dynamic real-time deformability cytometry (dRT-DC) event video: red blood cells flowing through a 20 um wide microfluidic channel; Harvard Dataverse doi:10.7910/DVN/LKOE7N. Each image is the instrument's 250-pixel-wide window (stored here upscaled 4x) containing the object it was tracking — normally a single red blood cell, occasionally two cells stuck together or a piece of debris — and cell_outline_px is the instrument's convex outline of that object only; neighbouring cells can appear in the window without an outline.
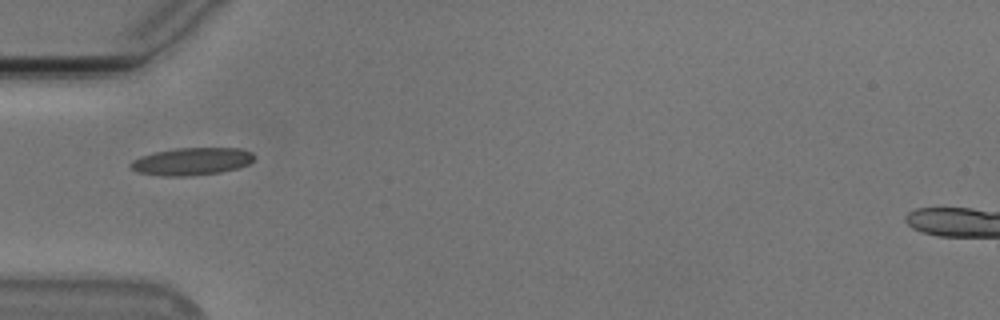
{"species": "Egyptian fruit bat (a non-hibernating species)", "species_latin": "Rousettus aegyptiacus", "temperature_condition": "cold", "stored_images_in_passage": 8, "camera_frame_rate_fps": 3000, "um_per_image_px": 0.085, "animal": {"sex": "male"}, "frame": {"image": 1, "passage_image": 1, "time_ms": 0.0, "image_size_px": [1000, 320], "cell_outline_px": [[256, 156], [248, 164], [236, 168], [220, 172], [188, 176], [160, 176], [136, 172], [128, 164], [132, 160], [140, 156], [156, 152], [176, 148], [240, 148], [252, 152]], "centroid_in_image_um": [16.27, 13.72], "position_along_channel_um": 68.7, "area_um2": 19.83}}
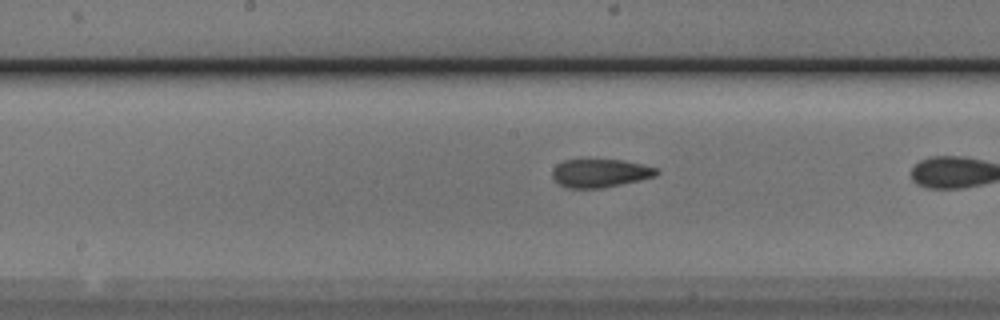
{"frame": {"image": 2, "passage_image": 7, "time_ms": 2.0, "image_size_px": [1000, 320], "cell_outline_px": [[660, 172], [656, 176], [640, 180], [600, 188], [568, 188], [560, 184], [552, 176], [552, 168], [556, 164], [564, 160], [620, 160], [640, 164], [656, 168]], "centroid_in_image_um": [50.99, 14.71], "position_along_channel_um": 197.2, "area_um2": 16.99}}